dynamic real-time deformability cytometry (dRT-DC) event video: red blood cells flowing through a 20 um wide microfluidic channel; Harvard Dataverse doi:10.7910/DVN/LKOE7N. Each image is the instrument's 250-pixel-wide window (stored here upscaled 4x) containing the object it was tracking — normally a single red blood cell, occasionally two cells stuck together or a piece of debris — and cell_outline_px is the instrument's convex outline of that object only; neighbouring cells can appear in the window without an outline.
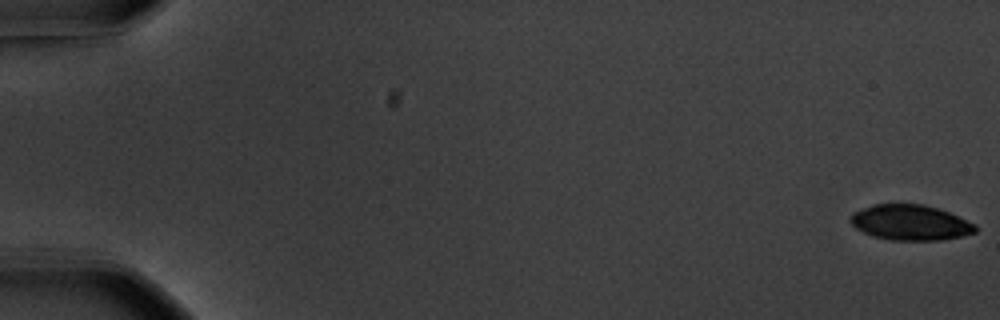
{"species": "common noctule bat (a hibernating species)", "species_latin": "Nyctalus noctula", "temperature_condition": "warm", "stored_images_in_passage": 57, "camera_frame_rate_fps": 3000, "um_per_image_px": 0.085, "animal": {"sex": "male", "body_mass_g": 20.1, "forearm_length_mm": 53.5}, "frame": {"image": 1, "passage_image": 1, "time_ms": 0.0, "image_size_px": [1000, 320], "cell_outline_px": [[976, 232], [960, 236], [940, 240], [892, 240], [872, 236], [856, 228], [848, 220], [852, 212], [872, 204], [924, 204], [948, 212], [976, 224]], "centroid_in_image_um": [77.34, 18.91], "position_along_channel_um": 7.7, "area_um2": 25.72}}
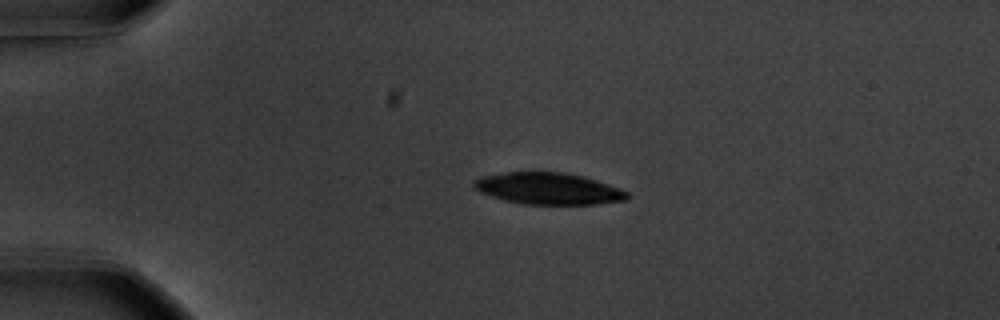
{"frame": {"image": 2, "passage_image": 14, "time_ms": 4.333, "image_size_px": [1000, 320], "cell_outline_px": [[628, 200], [596, 204], [524, 204], [504, 200], [480, 192], [472, 184], [480, 176], [508, 172], [564, 172], [584, 176], [620, 188], [628, 192]], "centroid_in_image_um": [46.63, 16.03], "position_along_channel_um": 38.4, "area_um2": 28.21}}
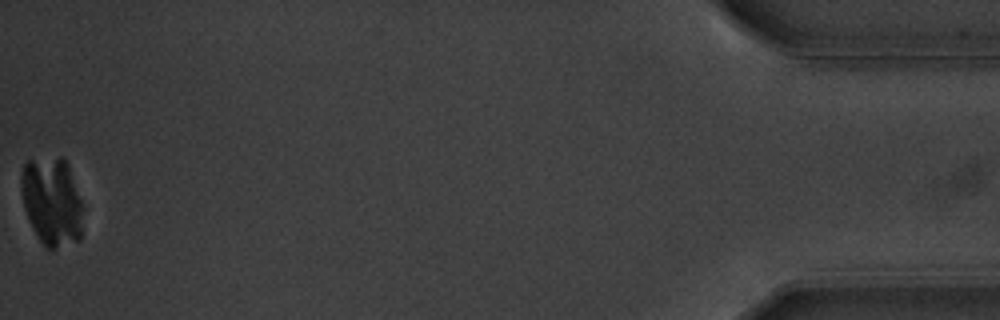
{"frame": {"image": 3, "passage_image": 57, "time_ms": 18.667, "image_size_px": [1000, 320], "cell_outline_px": [[80, 240], [56, 248], [48, 248], [40, 240], [32, 228], [24, 204], [20, 188], [20, 180], [24, 164], [28, 160], [60, 156], [68, 164], [80, 200]], "centroid_in_image_um": [4.37, 17.09], "position_along_channel_um": 430.8, "area_um2": 31.21}}